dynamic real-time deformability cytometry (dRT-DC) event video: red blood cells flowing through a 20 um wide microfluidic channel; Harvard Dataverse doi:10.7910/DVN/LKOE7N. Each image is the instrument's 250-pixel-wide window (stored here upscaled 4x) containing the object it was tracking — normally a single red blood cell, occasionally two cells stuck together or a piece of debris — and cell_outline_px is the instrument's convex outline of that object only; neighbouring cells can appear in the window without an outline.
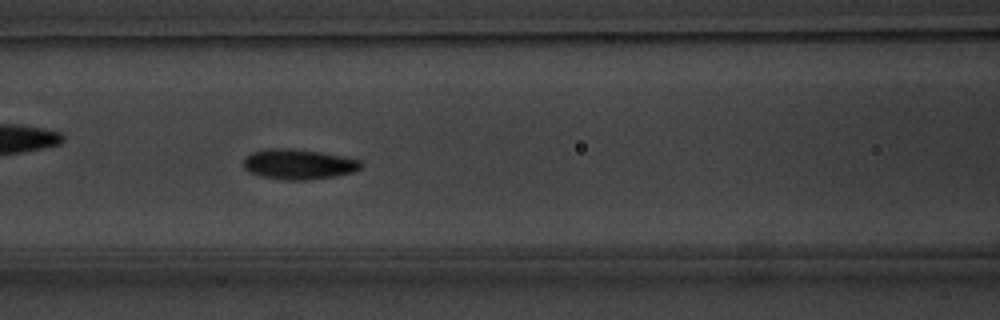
{"species": "common noctule bat (a hibernating species)", "species_latin": "Nyctalus noctula", "temperature_condition": "warm", "stored_images_in_passage": 53, "camera_frame_rate_fps": 3000, "um_per_image_px": 0.085, "animal": {"sex": "male", "body_mass_g": 20.1, "forearm_length_mm": 53.5}, "frame": {"image": 1, "passage_image": 23, "time_ms": 7.333, "image_size_px": [1000, 320], "cell_outline_px": [[364, 164], [360, 168], [352, 172], [336, 176], [304, 180], [284, 180], [260, 176], [248, 172], [244, 168], [244, 156], [252, 152], [268, 148], [292, 148], [320, 152], [360, 160]], "centroid_in_image_um": [25.34, 13.96], "position_along_channel_um": 141.3, "area_um2": 20.75}}
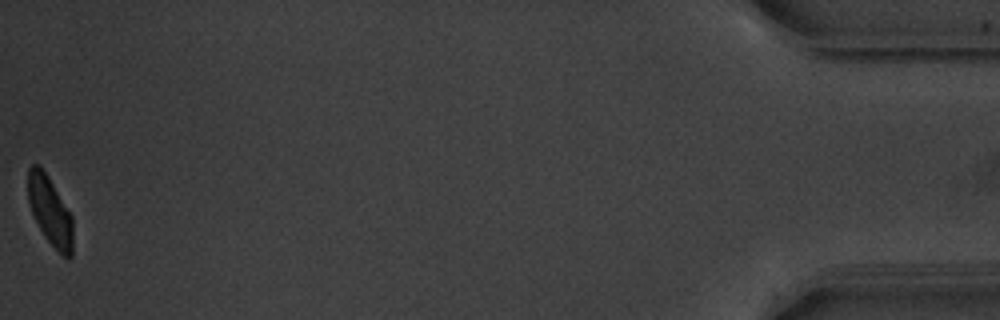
{"frame": {"image": 2, "passage_image": 53, "time_ms": 17.333, "image_size_px": [1000, 320], "cell_outline_px": [[72, 256], [68, 260], [44, 236], [32, 212], [28, 200], [28, 168], [32, 164], [40, 164], [48, 176], [72, 216]], "centroid_in_image_um": [4.25, 17.89], "position_along_channel_um": 431.0, "area_um2": 17.74}, "authors_computed_cell_mechanics": {"area_um2": 19.1318, "velocity_mm_per_s": 3.8084, "shape_relaxation_time_tau1_ms": 1.4002, "shape_relaxation_time_tau2_ms": 2.8043, "deformation_change_tau1": 0.1127, "deformation_change_tau2": 0.066}}